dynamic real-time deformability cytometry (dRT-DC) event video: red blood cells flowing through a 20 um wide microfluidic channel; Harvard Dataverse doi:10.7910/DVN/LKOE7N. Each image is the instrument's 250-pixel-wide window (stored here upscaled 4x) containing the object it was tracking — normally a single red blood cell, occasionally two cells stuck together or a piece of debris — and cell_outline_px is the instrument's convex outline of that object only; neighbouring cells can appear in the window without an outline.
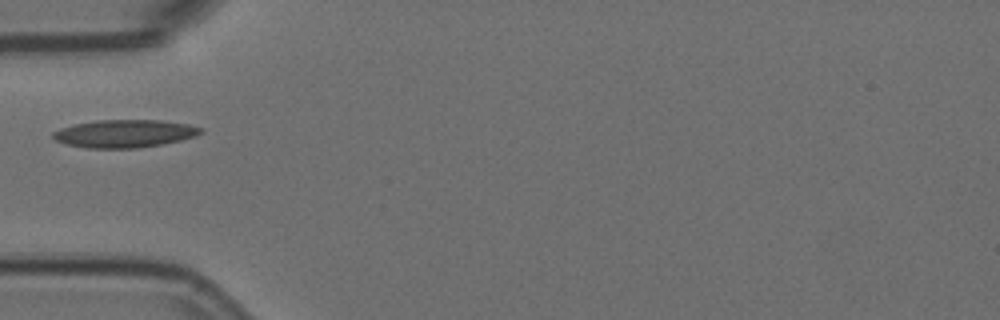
{"species": "Egyptian fruit bat (a non-hibernating species)", "species_latin": "Rousettus aegyptiacus", "temperature_condition": "room temperature", "stored_images_in_passage": 6, "camera_frame_rate_fps": 3000, "um_per_image_px": 0.085, "animal": {"sex": "female"}, "frame": {"image": 1, "passage_image": 1, "time_ms": 0.0, "image_size_px": [1000, 320], "cell_outline_px": [[204, 132], [196, 136], [180, 140], [140, 148], [84, 148], [64, 144], [56, 140], [52, 136], [52, 132], [60, 128], [76, 124], [96, 120], [160, 120], [188, 124], [204, 128]], "centroid_in_image_um": [10.59, 11.35], "position_along_channel_um": 74.4, "area_um2": 24.04}}
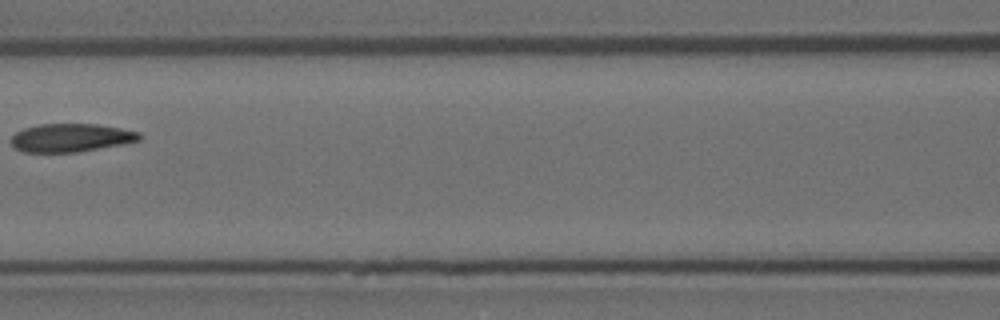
{"frame": {"image": 2, "passage_image": 3, "time_ms": 0.667, "image_size_px": [1000, 320], "cell_outline_px": [[140, 140], [124, 144], [76, 152], [24, 152], [16, 148], [12, 144], [12, 136], [16, 132], [24, 128], [40, 124], [96, 124], [120, 128], [140, 132]], "centroid_in_image_um": [6.04, 11.7], "position_along_channel_um": 160.6, "area_um2": 20.98}}
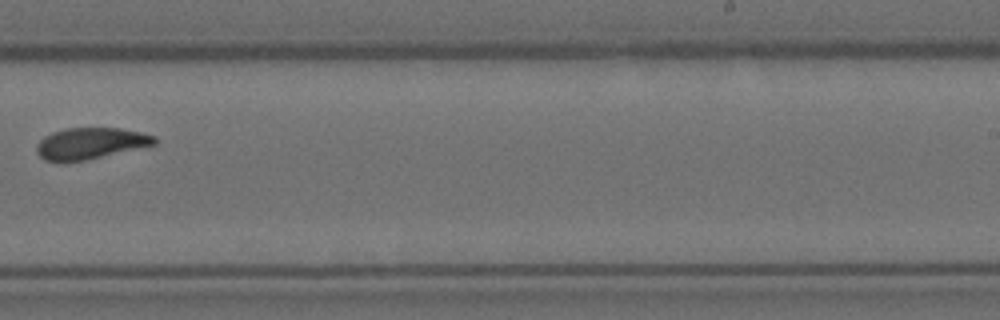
{"frame": {"image": 3, "passage_image": 6, "time_ms": 1.667, "image_size_px": [1000, 320], "cell_outline_px": [[156, 144], [84, 160], [44, 160], [36, 152], [36, 144], [44, 136], [52, 132], [64, 128], [120, 128], [140, 132], [156, 136]], "centroid_in_image_um": [7.67, 12.16], "position_along_channel_um": 281.3, "area_um2": 21.15}}